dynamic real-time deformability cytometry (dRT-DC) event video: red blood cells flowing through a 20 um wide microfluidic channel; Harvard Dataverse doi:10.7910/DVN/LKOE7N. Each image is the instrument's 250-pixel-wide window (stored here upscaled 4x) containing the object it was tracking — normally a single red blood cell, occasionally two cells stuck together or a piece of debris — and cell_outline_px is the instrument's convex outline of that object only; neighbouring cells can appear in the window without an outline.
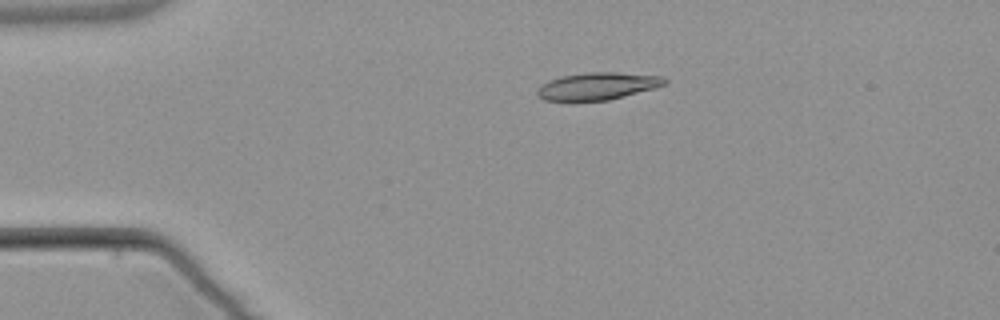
{"species": "common noctule bat (a hibernating species)", "species_latin": "Nyctalus noctula", "temperature_condition": "warm", "stored_images_in_passage": 5, "camera_frame_rate_fps": 3000, "um_per_image_px": 0.085, "animal": {"sex": "male", "body_mass_g": 21.5, "forearm_length_mm": 52.0}, "frame": {"image": 1, "passage_image": 4, "time_ms": 3.333, "image_size_px": [1000, 320], "cell_outline_px": [[668, 84], [656, 88], [608, 100], [544, 100], [536, 92], [548, 80], [560, 76], [588, 72], [616, 72], [664, 76], [668, 80]], "centroid_in_image_um": [50.88, 7.3], "position_along_channel_um": 34.1, "area_um2": 20.17}}